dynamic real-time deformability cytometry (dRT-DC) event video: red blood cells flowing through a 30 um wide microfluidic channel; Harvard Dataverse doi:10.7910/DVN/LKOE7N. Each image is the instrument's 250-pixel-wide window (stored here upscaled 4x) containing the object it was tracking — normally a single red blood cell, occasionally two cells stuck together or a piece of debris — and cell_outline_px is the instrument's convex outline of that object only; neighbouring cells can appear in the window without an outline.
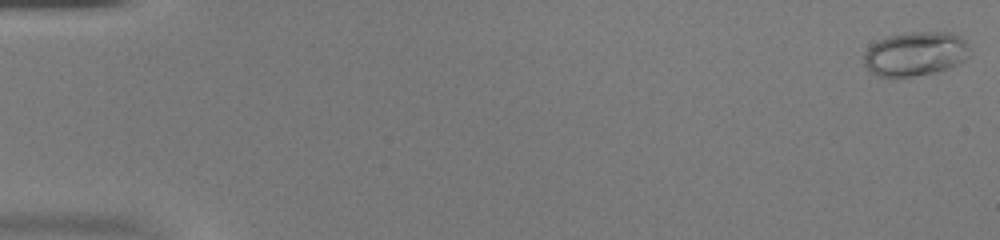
{"species": "common noctule bat (a hibernating species)", "species_latin": "Nyctalus noctula", "temperature_condition": "warm", "stored_images_in_passage": 53, "camera_frame_rate_fps": 3000, "um_per_image_px": 0.085, "animal": {"sex": "female", "body_mass_g": 20.0, "forearm_length_mm": 54.0}, "frame": {"image": 1, "passage_image": 1, "time_ms": 0.0, "image_size_px": [1000, 240], "cell_outline_px": [[968, 56], [964, 60], [948, 68], [932, 72], [912, 76], [876, 76], [864, 64], [864, 52], [872, 44], [888, 36], [908, 32], [948, 32], [960, 36], [964, 40], [968, 48]], "centroid_in_image_um": [77.78, 4.56], "position_along_channel_um": 7.2, "area_um2": 26.82}}
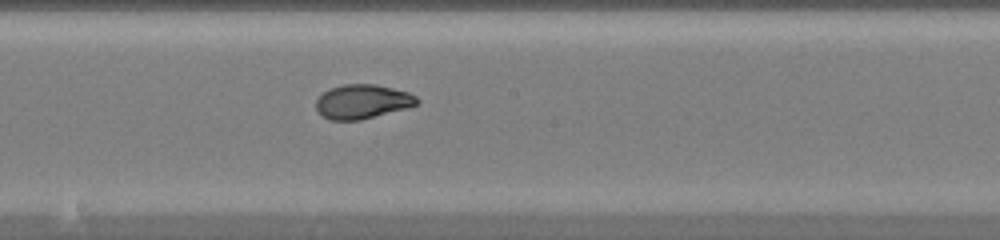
{"frame": {"image": 2, "passage_image": 30, "time_ms": 9.667, "image_size_px": [1000, 240], "cell_outline_px": [[420, 100], [416, 104], [408, 108], [360, 120], [328, 120], [320, 116], [316, 108], [316, 100], [328, 88], [344, 84], [376, 84], [408, 92], [416, 96]], "centroid_in_image_um": [30.78, 8.64], "position_along_channel_um": 217.4, "area_um2": 20.29}}
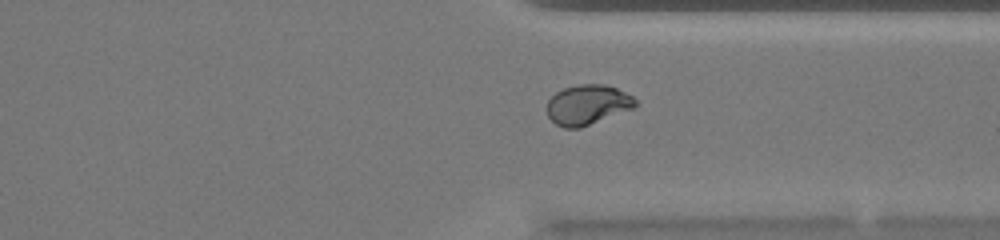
{"frame": {"image": 3, "passage_image": 41, "time_ms": 13.333, "image_size_px": [1000, 240], "cell_outline_px": [[636, 108], [580, 128], [564, 128], [556, 124], [548, 116], [548, 100], [556, 92], [564, 88], [580, 84], [604, 84], [616, 88], [632, 96], [636, 100]], "centroid_in_image_um": [49.96, 8.91], "position_along_channel_um": 361.4, "area_um2": 20.58}, "authors_computed_cell_mechanics": {"area_um2": 21.3282, "velocity_mm_per_s": 3.9304, "shape_relaxation_time_tau1_ms": 9.657, "shape_relaxation_time_tau2_ms": null, "deformation_change_tau1": 0.3085, "deformation_change_tau2": null}}